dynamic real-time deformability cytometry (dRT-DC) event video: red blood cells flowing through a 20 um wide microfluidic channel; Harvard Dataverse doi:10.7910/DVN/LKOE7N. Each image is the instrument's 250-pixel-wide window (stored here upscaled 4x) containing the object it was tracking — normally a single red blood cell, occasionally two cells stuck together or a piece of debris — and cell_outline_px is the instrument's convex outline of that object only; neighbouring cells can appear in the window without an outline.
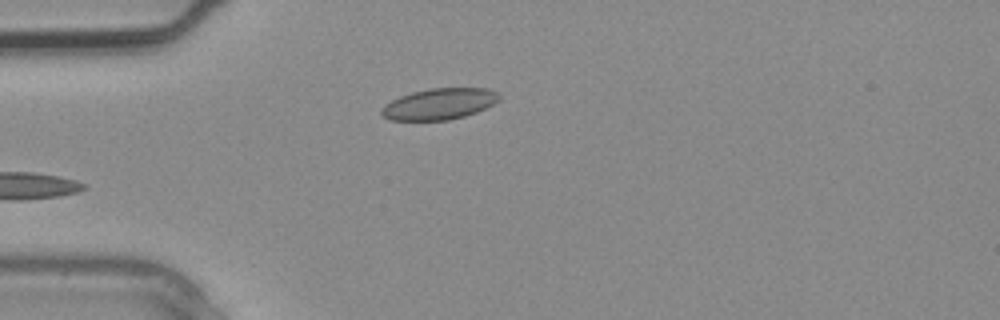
{"species": "common noctule bat (a hibernating species)", "species_latin": "Nyctalus noctula", "temperature_condition": "warm", "stored_images_in_passage": 3, "camera_frame_rate_fps": 3000, "um_per_image_px": 0.085, "animal": {"sex": "male", "body_mass_g": 20.4}, "frame": {"image": 1, "passage_image": 3, "time_ms": 0.667, "image_size_px": [1000, 320], "cell_outline_px": [[500, 100], [476, 112], [464, 116], [448, 120], [388, 120], [380, 112], [384, 104], [400, 96], [412, 92], [428, 88], [488, 88], [496, 92], [500, 96]], "centroid_in_image_um": [37.32, 8.83], "position_along_channel_um": 47.7, "area_um2": 21.33}}